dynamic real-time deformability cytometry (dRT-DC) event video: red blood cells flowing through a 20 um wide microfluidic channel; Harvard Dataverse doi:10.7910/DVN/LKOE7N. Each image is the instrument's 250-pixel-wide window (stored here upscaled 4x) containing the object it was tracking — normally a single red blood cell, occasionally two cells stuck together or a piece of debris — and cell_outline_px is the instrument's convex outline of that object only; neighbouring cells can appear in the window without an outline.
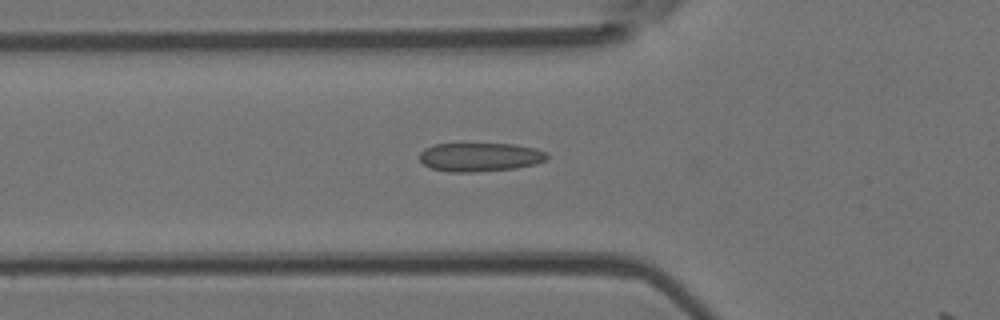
{"species": "Egyptian fruit bat (a non-hibernating species)", "species_latin": "Rousettus aegyptiacus", "temperature_condition": "room temperature", "stored_images_in_passage": 14, "camera_frame_rate_fps": 3000, "um_per_image_px": 0.085, "animal": {"sex": "female"}, "frame": {"image": 1, "passage_image": 13, "time_ms": 4.0, "image_size_px": [1000, 320], "cell_outline_px": [[548, 156], [544, 160], [536, 164], [516, 168], [476, 172], [448, 172], [432, 168], [424, 164], [420, 160], [420, 152], [424, 148], [432, 144], [516, 144], [536, 148], [544, 152]], "centroid_in_image_um": [40.78, 13.35], "position_along_channel_um": 85.0, "area_um2": 21.39}}